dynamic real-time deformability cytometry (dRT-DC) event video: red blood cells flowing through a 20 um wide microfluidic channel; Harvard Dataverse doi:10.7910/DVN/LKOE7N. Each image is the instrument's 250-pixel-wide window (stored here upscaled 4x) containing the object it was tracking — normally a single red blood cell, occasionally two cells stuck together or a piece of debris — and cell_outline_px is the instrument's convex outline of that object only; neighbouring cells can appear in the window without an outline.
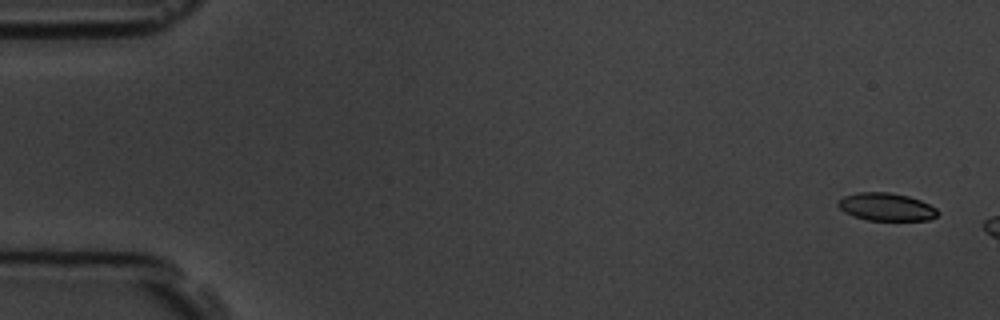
{"species": "common noctule bat (a hibernating species)", "species_latin": "Nyctalus noctula", "temperature_condition": "room temperature", "stored_images_in_passage": 3, "camera_frame_rate_fps": 3000, "um_per_image_px": 0.085, "animal": {"sex": "male", "body_mass_g": 19.5, "forearm_length_mm": 54.6}, "frame": {"image": 1, "passage_image": 1, "time_ms": 0.0, "image_size_px": [1000, 320], "cell_outline_px": [[940, 212], [936, 216], [928, 220], [868, 220], [844, 212], [836, 204], [836, 200], [844, 196], [856, 192], [888, 192], [908, 196], [920, 200], [936, 208]], "centroid_in_image_um": [75.31, 17.57], "position_along_channel_um": 9.7, "area_um2": 16.13}}